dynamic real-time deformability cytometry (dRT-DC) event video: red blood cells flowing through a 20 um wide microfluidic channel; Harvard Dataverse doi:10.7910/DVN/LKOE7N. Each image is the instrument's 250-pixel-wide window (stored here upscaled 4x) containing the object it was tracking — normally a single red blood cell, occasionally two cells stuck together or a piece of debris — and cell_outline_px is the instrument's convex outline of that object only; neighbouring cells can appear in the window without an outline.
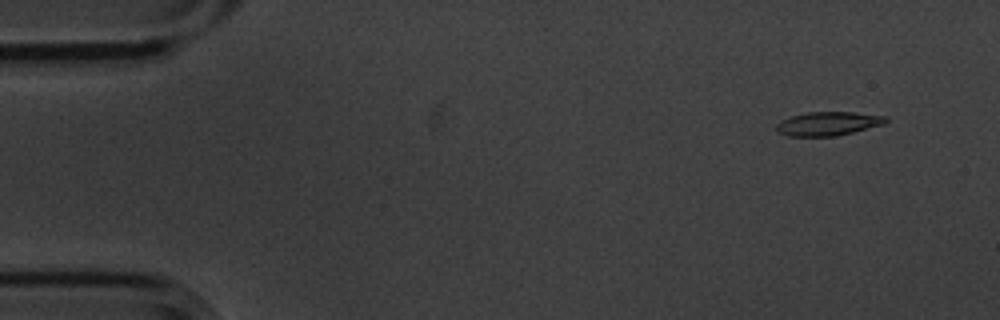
{"species": "common noctule bat (a hibernating species)", "species_latin": "Nyctalus noctula", "temperature_condition": "cold", "stored_images_in_passage": 5, "camera_frame_rate_fps": 3000, "um_per_image_px": 0.085, "animal": {"sex": "male", "body_mass_g": 20.1, "forearm_length_mm": 53.5}, "frame": {"image": 1, "passage_image": 2, "time_ms": 0.333, "image_size_px": [1000, 320], "cell_outline_px": [[888, 120], [884, 124], [836, 136], [788, 136], [776, 132], [776, 124], [780, 120], [804, 112], [852, 112], [888, 116]], "centroid_in_image_um": [70.36, 10.5], "position_along_channel_um": 14.6, "area_um2": 15.26}}
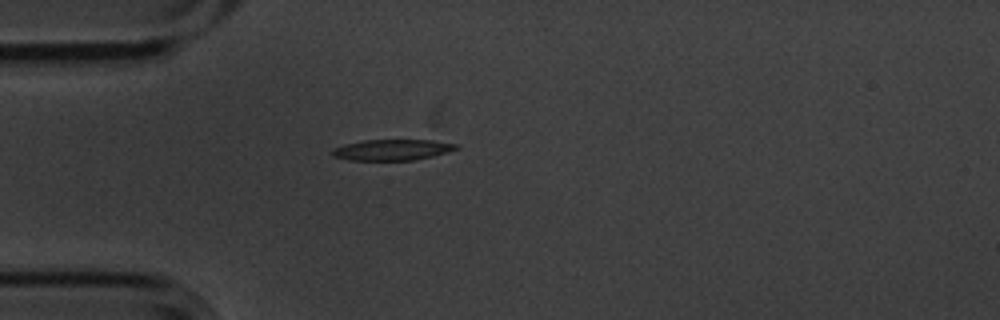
{"frame": {"image": 2, "passage_image": 5, "time_ms": 1.333, "image_size_px": [1000, 320], "cell_outline_px": [[460, 148], [448, 152], [432, 156], [412, 160], [348, 160], [332, 156], [332, 148], [344, 144], [364, 140], [432, 140], [460, 144]], "centroid_in_image_um": [33.35, 12.73], "position_along_channel_um": 51.6, "area_um2": 15.2}}